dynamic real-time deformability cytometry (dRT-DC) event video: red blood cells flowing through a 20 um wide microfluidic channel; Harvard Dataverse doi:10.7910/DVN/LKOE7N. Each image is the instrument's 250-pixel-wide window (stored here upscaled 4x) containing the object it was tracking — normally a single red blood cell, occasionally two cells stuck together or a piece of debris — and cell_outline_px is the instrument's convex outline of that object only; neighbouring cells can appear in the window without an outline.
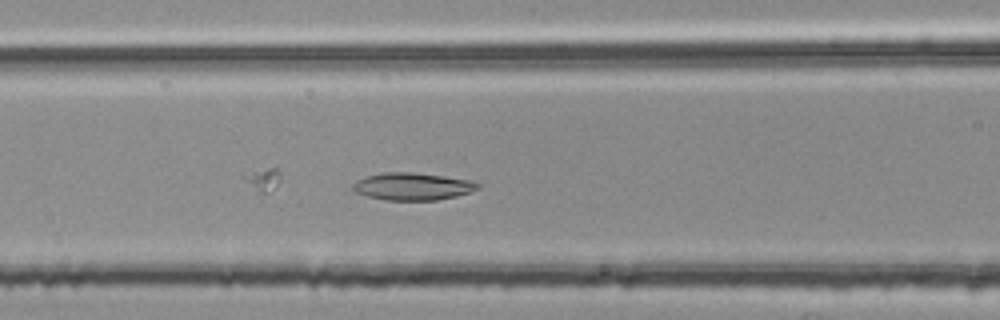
{"species": "common noctule bat (a hibernating species)", "species_latin": "Nyctalus noctula", "temperature_condition": "room temperature", "stored_images_in_passage": 47, "segment_of_instrument_passage": [1, 2], "camera_frame_rate_fps": 3000, "um_per_image_px": 0.085, "animal": {"sex": "female", "body_mass_g": 25.1}, "frame": {"image": 1, "passage_image": 19, "time_ms": 6.0, "image_size_px": [1000, 320], "cell_outline_px": [[480, 188], [456, 196], [436, 200], [384, 200], [368, 196], [356, 192], [352, 188], [352, 184], [356, 180], [368, 176], [384, 172], [416, 172], [472, 180], [480, 184]], "centroid_in_image_um": [35.07, 15.84], "position_along_channel_um": 131.5, "area_um2": 19.94}}
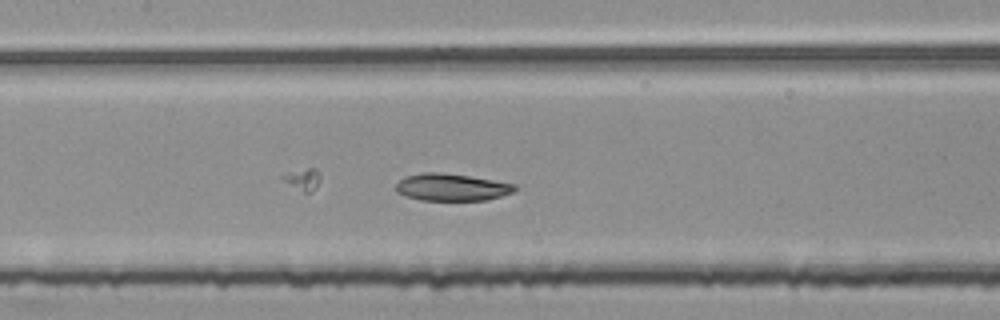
{"frame": {"image": 2, "passage_image": 22, "time_ms": 7.0, "image_size_px": [1000, 320], "cell_outline_px": [[516, 188], [512, 192], [500, 196], [484, 200], [420, 200], [404, 196], [396, 192], [396, 184], [404, 176], [420, 172], [440, 172], [468, 176], [516, 184]], "centroid_in_image_um": [38.32, 15.91], "position_along_channel_um": 169.1, "area_um2": 18.79}}
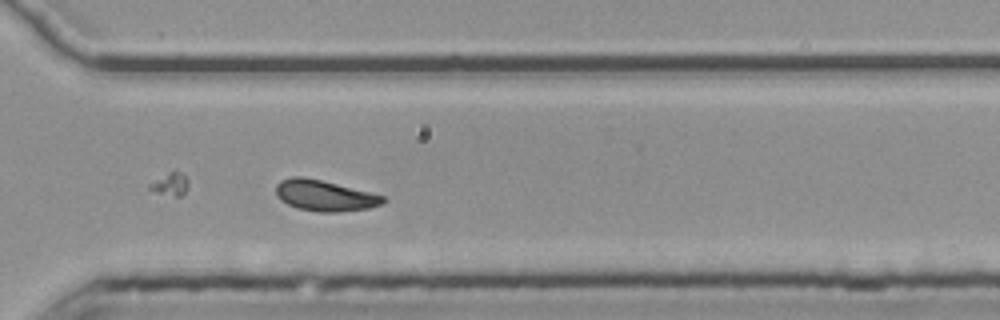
{"frame": {"image": 3, "passage_image": 36, "time_ms": 11.667, "image_size_px": [1000, 320], "cell_outline_px": [[388, 200], [384, 204], [368, 208], [340, 212], [320, 212], [296, 208], [280, 200], [276, 196], [276, 184], [280, 180], [292, 176], [304, 176], [384, 196]], "centroid_in_image_um": [27.57, 16.63], "position_along_channel_um": 343.0, "area_um2": 19.31}}